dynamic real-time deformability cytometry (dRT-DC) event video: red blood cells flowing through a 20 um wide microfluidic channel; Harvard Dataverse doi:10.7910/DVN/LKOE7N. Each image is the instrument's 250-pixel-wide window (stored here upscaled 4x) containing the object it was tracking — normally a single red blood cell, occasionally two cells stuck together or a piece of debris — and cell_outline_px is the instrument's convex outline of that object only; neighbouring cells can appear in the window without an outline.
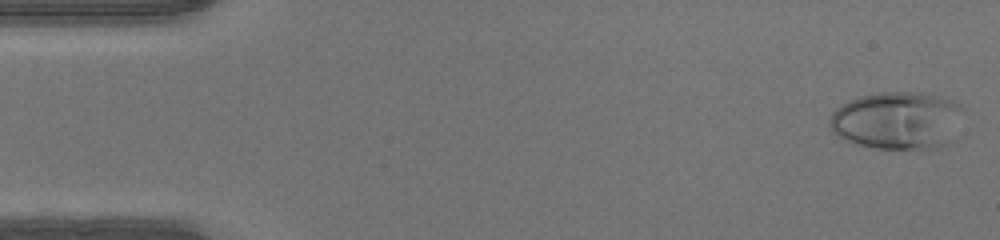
{"species": "human", "species_latin": "Homo sapiens", "temperature_condition": "warm", "stored_images_in_passage": 47, "camera_frame_rate_fps": 3000, "um_per_image_px": 0.085, "donor": {"sex": "male"}, "frame": {"image": 1, "passage_image": 1, "time_ms": 0.0, "image_size_px": [1000, 240], "cell_outline_px": [[964, 108], [960, 136], [956, 140], [948, 144], [936, 148], [876, 148], [852, 144], [844, 140], [832, 132], [828, 124], [828, 120], [832, 112], [836, 108], [848, 100], [860, 96], [880, 92], [920, 92], [952, 100], [960, 104]], "centroid_in_image_um": [76.33, 10.25], "position_along_channel_um": 8.7, "area_um2": 46.18}}
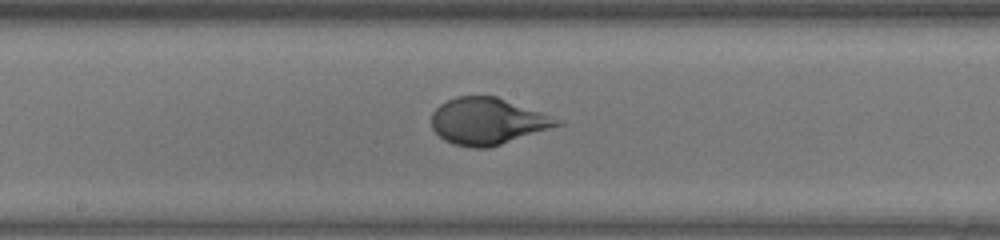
{"frame": {"image": 2, "passage_image": 24, "time_ms": 7.667, "image_size_px": [1000, 240], "cell_outline_px": [[564, 124], [488, 148], [472, 148], [452, 144], [444, 140], [432, 128], [432, 112], [440, 104], [456, 96], [496, 96], [564, 120]], "centroid_in_image_um": [41.45, 10.31], "position_along_channel_um": 206.7, "area_um2": 34.1}}
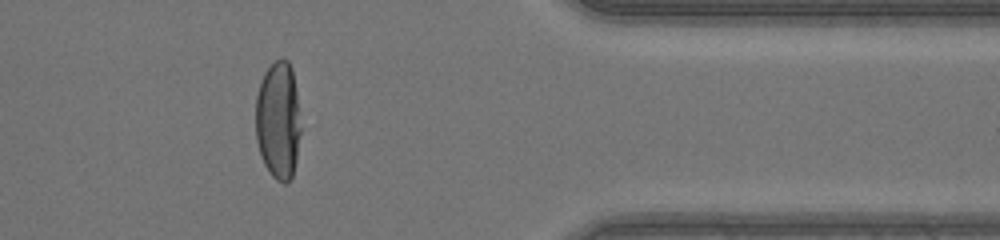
{"frame": {"image": 3, "passage_image": 38, "time_ms": 12.333, "image_size_px": [1000, 240], "cell_outline_px": [[300, 132], [296, 160], [292, 176], [284, 184], [276, 180], [272, 176], [264, 164], [256, 140], [256, 96], [264, 72], [276, 60], [288, 60], [292, 68], [296, 92], [300, 128]], "centroid_in_image_um": [23.64, 10.25], "position_along_channel_um": 387.8, "area_um2": 30.63}}